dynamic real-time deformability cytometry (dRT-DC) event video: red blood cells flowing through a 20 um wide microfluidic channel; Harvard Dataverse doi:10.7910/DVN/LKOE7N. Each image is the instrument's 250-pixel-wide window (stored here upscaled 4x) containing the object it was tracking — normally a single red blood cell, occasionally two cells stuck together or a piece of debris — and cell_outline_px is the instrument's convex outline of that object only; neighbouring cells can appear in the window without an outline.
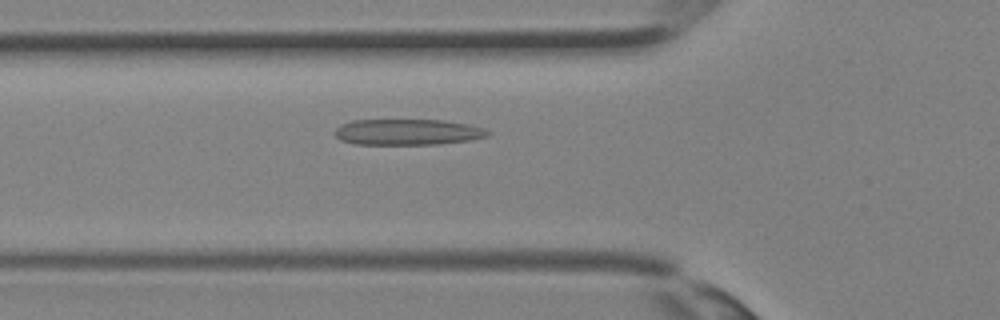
{"species": "Egyptian fruit bat (a non-hibernating species)", "species_latin": "Rousettus aegyptiacus", "temperature_condition": "room temperature", "stored_images_in_passage": 26, "camera_frame_rate_fps": 3000, "um_per_image_px": 0.085, "animal": {"sex": "female"}, "frame": {"image": 1, "passage_image": 3, "time_ms": 0.667, "image_size_px": [1000, 320], "cell_outline_px": [[492, 132], [488, 136], [468, 140], [436, 144], [356, 144], [340, 140], [336, 136], [336, 128], [340, 124], [352, 120], [444, 120], [468, 124], [484, 128]], "centroid_in_image_um": [34.65, 11.21], "position_along_channel_um": 91.2, "area_um2": 23.06}}
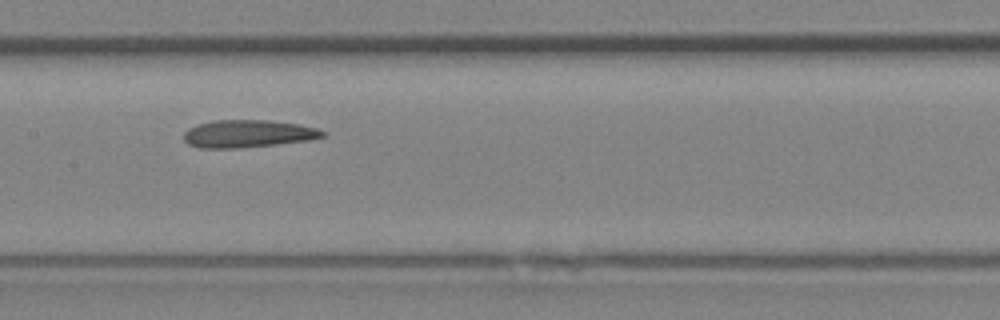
{"frame": {"image": 2, "passage_image": 8, "time_ms": 2.333, "image_size_px": [1000, 320], "cell_outline_px": [[328, 136], [308, 140], [236, 148], [200, 148], [188, 144], [184, 140], [184, 132], [188, 128], [196, 124], [212, 120], [268, 120], [300, 124], [316, 128], [328, 132]], "centroid_in_image_um": [21.08, 11.35], "position_along_channel_um": 186.3, "area_um2": 22.37}}
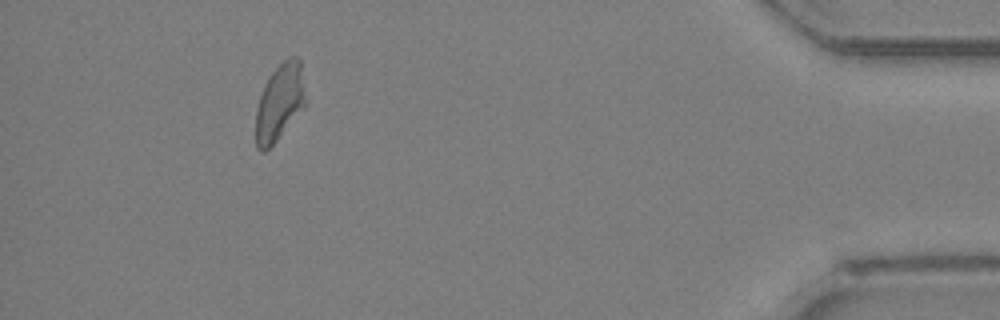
{"frame": {"image": 3, "passage_image": 23, "time_ms": 7.333, "image_size_px": [1000, 320], "cell_outline_px": [[308, 100], [304, 108], [276, 140], [264, 152], [260, 152], [256, 148], [256, 108], [264, 84], [268, 76], [288, 56], [296, 56], [300, 60]], "centroid_in_image_um": [23.79, 8.67], "position_along_channel_um": 411.4, "area_um2": 22.54}}